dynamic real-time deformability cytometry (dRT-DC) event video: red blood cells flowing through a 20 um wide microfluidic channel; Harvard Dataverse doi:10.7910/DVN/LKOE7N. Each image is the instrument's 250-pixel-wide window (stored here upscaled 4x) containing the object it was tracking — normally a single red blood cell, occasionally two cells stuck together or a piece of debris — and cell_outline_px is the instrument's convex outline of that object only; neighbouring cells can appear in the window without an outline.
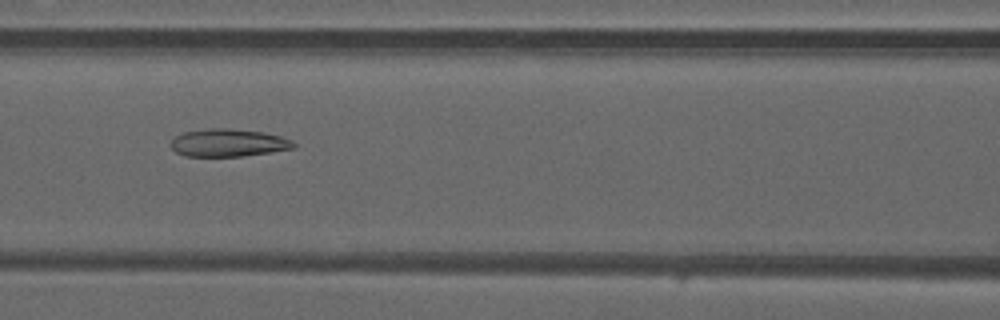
{"species": "common noctule bat (a hibernating species)", "species_latin": "Nyctalus noctula", "temperature_condition": "warm", "stored_images_in_passage": 37, "camera_frame_rate_fps": 3000, "um_per_image_px": 0.085, "animal": {"sex": "male", "forearm_length_mm": 52.5}, "frame": {"image": 1, "passage_image": 16, "time_ms": 5.0, "image_size_px": [1000, 320], "cell_outline_px": [[296, 148], [240, 156], [184, 156], [176, 152], [168, 144], [176, 136], [184, 132], [208, 128], [228, 128], [264, 132], [280, 136], [292, 140], [296, 144]], "centroid_in_image_um": [19.39, 12.13], "position_along_channel_um": 147.2, "area_um2": 19.83}}
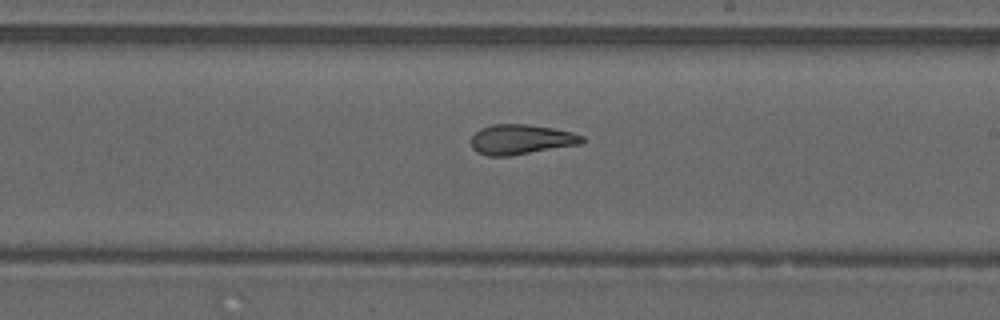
{"frame": {"image": 2, "passage_image": 23, "time_ms": 7.333, "image_size_px": [1000, 320], "cell_outline_px": [[588, 140], [580, 144], [508, 156], [488, 156], [476, 152], [472, 148], [472, 136], [480, 128], [492, 124], [528, 124], [552, 128], [572, 132], [584, 136]], "centroid_in_image_um": [44.3, 11.85], "position_along_channel_um": 244.7, "area_um2": 19.42}}
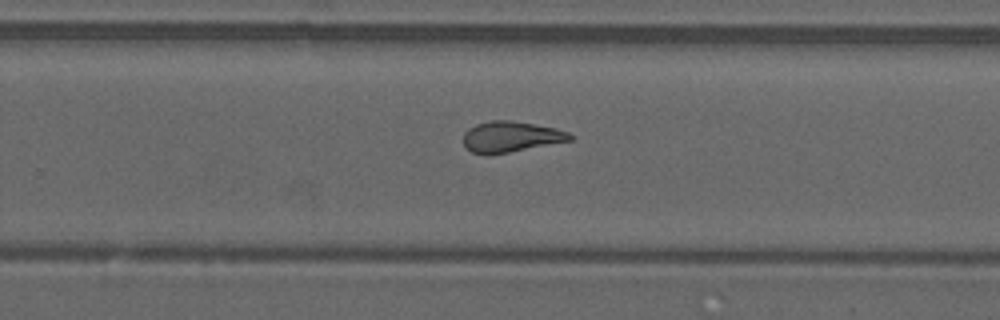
{"frame": {"image": 3, "passage_image": 26, "time_ms": 8.333, "image_size_px": [1000, 320], "cell_outline_px": [[572, 140], [508, 152], [472, 152], [464, 148], [464, 132], [468, 128], [476, 124], [492, 120], [512, 120], [556, 128], [568, 132], [572, 136]], "centroid_in_image_um": [43.42, 11.59], "position_along_channel_um": 286.4, "area_um2": 18.67}}